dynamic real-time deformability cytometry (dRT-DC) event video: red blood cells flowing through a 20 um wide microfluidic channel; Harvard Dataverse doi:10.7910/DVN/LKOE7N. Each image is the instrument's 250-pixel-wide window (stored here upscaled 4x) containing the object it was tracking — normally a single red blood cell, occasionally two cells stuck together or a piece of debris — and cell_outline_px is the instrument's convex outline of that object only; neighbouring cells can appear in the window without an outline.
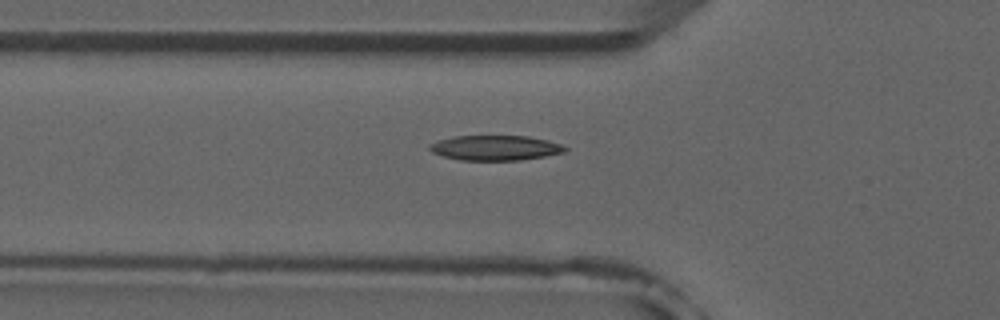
{"species": "common noctule bat (a hibernating species)", "species_latin": "Nyctalus noctula", "temperature_condition": "room temperature", "stored_images_in_passage": 6, "camera_frame_rate_fps": 3000, "um_per_image_px": 0.085, "animal": {"sex": "male", "forearm_length_mm": 52.5}, "frame": {"image": 1, "passage_image": 6, "time_ms": 5.667, "image_size_px": [1000, 320], "cell_outline_px": [[568, 148], [564, 152], [544, 156], [520, 160], [460, 160], [444, 156], [432, 152], [428, 148], [428, 144], [440, 140], [456, 136], [528, 136], [548, 140], [560, 144]], "centroid_in_image_um": [42.09, 12.56], "position_along_channel_um": 83.7, "area_um2": 19.59}}